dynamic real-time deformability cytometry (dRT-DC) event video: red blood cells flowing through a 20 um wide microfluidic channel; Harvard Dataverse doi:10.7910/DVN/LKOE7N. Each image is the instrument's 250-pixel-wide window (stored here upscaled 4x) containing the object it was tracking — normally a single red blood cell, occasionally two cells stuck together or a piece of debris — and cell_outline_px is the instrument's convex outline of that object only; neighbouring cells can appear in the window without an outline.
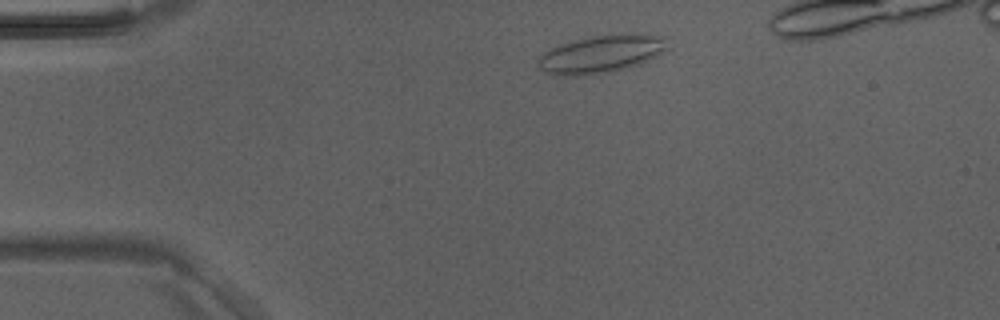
{"species": "Egyptian fruit bat (a non-hibernating species)", "species_latin": "Rousettus aegyptiacus", "temperature_condition": "room temperature", "stored_images_in_passage": 3, "camera_frame_rate_fps": 3000, "um_per_image_px": 0.085, "animal": {"sex": "male"}, "frame": {"image": 1, "passage_image": 1, "time_ms": 0.0, "image_size_px": [1000, 320], "cell_outline_px": [[668, 48], [656, 56], [640, 64], [628, 68], [608, 72], [580, 76], [560, 76], [548, 72], [540, 68], [536, 64], [536, 60], [544, 52], [568, 40], [592, 36], [624, 32], [628, 32], [664, 36]], "centroid_in_image_um": [51.1, 4.57], "position_along_channel_um": 33.9, "area_um2": 28.96}}